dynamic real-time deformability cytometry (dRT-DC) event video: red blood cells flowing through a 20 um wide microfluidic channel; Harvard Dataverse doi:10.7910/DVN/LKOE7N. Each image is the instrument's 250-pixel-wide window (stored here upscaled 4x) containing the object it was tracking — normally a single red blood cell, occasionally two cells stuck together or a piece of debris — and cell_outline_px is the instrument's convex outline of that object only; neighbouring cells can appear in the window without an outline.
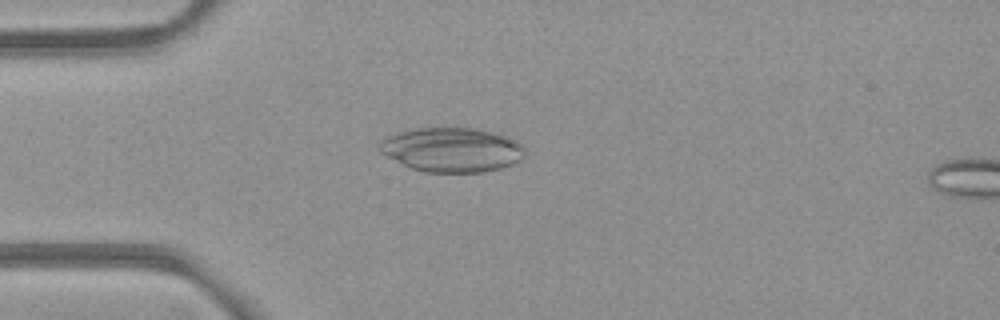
{"species": "common noctule bat (a hibernating species)", "species_latin": "Nyctalus noctula", "temperature_condition": "room temperature", "stored_images_in_passage": 52, "camera_frame_rate_fps": 3000, "um_per_image_px": 0.085, "animal": {"sex": "female", "body_mass_g": 21.9}, "frame": {"image": 1, "passage_image": 14, "time_ms": 4.333, "image_size_px": [1000, 320], "cell_outline_px": [[524, 156], [520, 160], [512, 164], [500, 168], [484, 172], [424, 172], [412, 168], [380, 152], [376, 148], [380, 140], [396, 132], [416, 128], [472, 128], [508, 136], [524, 144]], "centroid_in_image_um": [38.41, 12.72], "position_along_channel_um": 46.6, "area_um2": 37.63}}
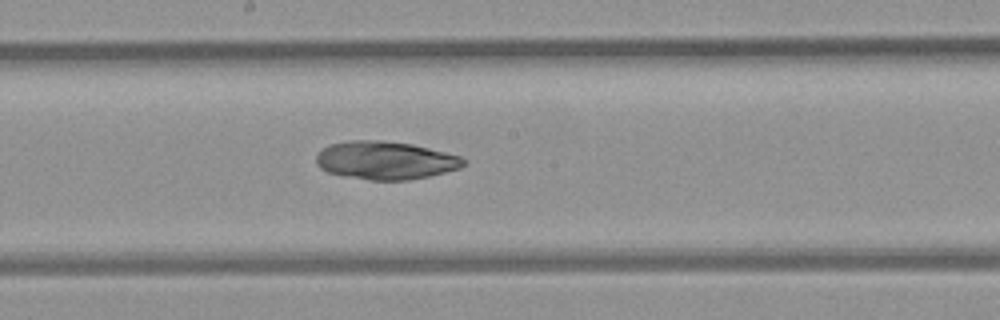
{"frame": {"image": 2, "passage_image": 28, "time_ms": 9.0, "image_size_px": [1000, 320], "cell_outline_px": [[464, 164], [460, 168], [428, 176], [408, 180], [368, 180], [344, 176], [328, 172], [320, 168], [316, 164], [316, 156], [328, 144], [352, 140], [384, 140], [412, 144], [460, 156], [464, 160]], "centroid_in_image_um": [32.72, 13.63], "position_along_channel_um": 215.5, "area_um2": 32.6}}
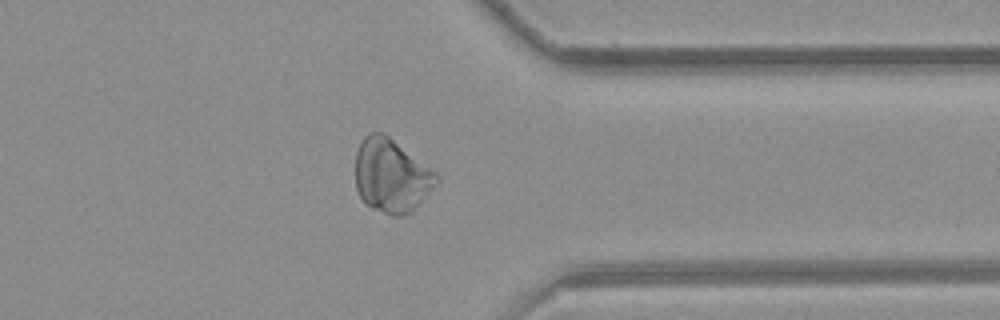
{"frame": {"image": 3, "passage_image": 41, "time_ms": 13.333, "image_size_px": [1000, 320], "cell_outline_px": [[440, 180], [408, 212], [400, 216], [392, 216], [372, 208], [364, 204], [356, 188], [356, 152], [364, 136], [372, 132], [384, 132], [436, 172], [440, 176]], "centroid_in_image_um": [33.23, 14.91], "position_along_channel_um": 378.2, "area_um2": 34.39}}